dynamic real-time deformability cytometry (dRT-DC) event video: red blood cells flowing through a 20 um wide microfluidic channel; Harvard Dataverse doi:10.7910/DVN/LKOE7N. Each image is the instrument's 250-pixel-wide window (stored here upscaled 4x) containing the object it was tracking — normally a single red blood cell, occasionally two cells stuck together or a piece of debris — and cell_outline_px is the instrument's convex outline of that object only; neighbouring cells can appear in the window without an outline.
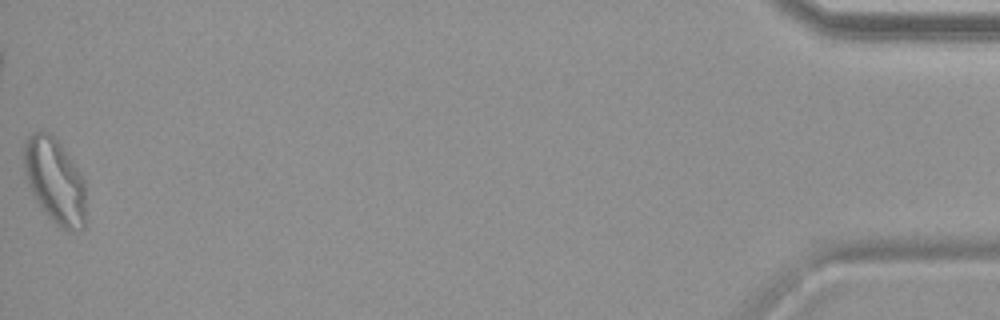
{"species": "common noctule bat (a hibernating species)", "species_latin": "Nyctalus noctula", "temperature_condition": "warm", "stored_images_in_passage": 49, "camera_frame_rate_fps": 3000, "um_per_image_px": 0.085, "animal": {"sex": "female", "body_mass_g": 19.9}, "frame": {"image": 1, "passage_image": 49, "time_ms": 16.0, "image_size_px": [1000, 320], "cell_outline_px": [[84, 228], [72, 232], [68, 232], [60, 228], [40, 208], [24, 176], [24, 140], [28, 136], [36, 132], [48, 132], [60, 144], [84, 180]], "centroid_in_image_um": [4.63, 15.41], "position_along_channel_um": 430.6, "area_um2": 30.4}}